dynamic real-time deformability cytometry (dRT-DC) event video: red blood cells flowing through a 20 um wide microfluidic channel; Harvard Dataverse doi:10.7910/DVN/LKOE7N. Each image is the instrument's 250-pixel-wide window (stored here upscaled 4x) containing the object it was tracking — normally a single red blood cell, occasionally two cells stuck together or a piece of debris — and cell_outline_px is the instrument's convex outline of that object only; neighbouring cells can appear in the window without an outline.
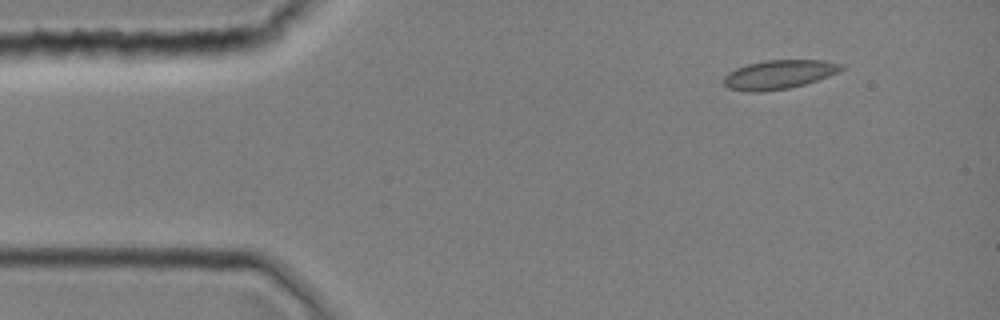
{"species": "common noctule bat (a hibernating species)", "species_latin": "Nyctalus noctula", "temperature_condition": "room temperature", "stored_images_in_passage": 2, "camera_frame_rate_fps": 3000, "um_per_image_px": 0.085, "animal": {"sex": "female", "body_mass_g": 19.0, "forearm_length_mm": 51.5}, "frame": {"image": 1, "passage_image": 1, "time_ms": 0.0, "image_size_px": [1000, 320], "cell_outline_px": [[844, 68], [840, 72], [804, 84], [788, 88], [760, 92], [748, 92], [728, 88], [724, 84], [724, 76], [728, 72], [736, 68], [748, 64], [764, 60], [820, 60], [844, 64]], "centroid_in_image_um": [66.2, 6.33], "position_along_channel_um": 18.8, "area_um2": 19.83}}